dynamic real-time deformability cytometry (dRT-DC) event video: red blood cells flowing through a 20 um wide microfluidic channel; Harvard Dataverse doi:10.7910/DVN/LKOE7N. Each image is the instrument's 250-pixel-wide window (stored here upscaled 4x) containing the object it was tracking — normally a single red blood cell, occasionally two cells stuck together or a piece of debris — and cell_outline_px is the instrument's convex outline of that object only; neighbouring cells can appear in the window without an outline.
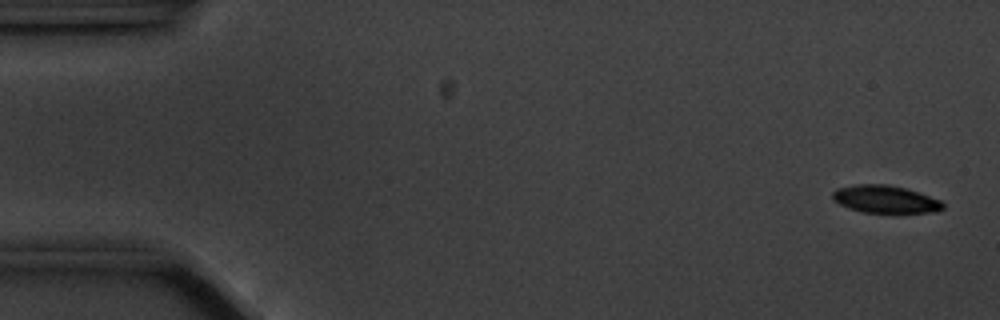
{"species": "common noctule bat (a hibernating species)", "species_latin": "Nyctalus noctula", "temperature_condition": "cold", "stored_images_in_passage": 57, "camera_frame_rate_fps": 3000, "um_per_image_px": 0.085, "animal": {"sex": "male", "body_mass_g": 20.1, "forearm_length_mm": 53.5}, "frame": {"image": 1, "passage_image": 2, "time_ms": 0.333, "image_size_px": [1000, 320], "cell_outline_px": [[944, 208], [936, 212], [896, 216], [864, 212], [848, 208], [832, 200], [832, 192], [836, 188], [856, 184], [888, 184], [904, 188], [940, 200], [944, 204]], "centroid_in_image_um": [75.26, 16.99], "position_along_channel_um": 9.7, "area_um2": 18.61}}
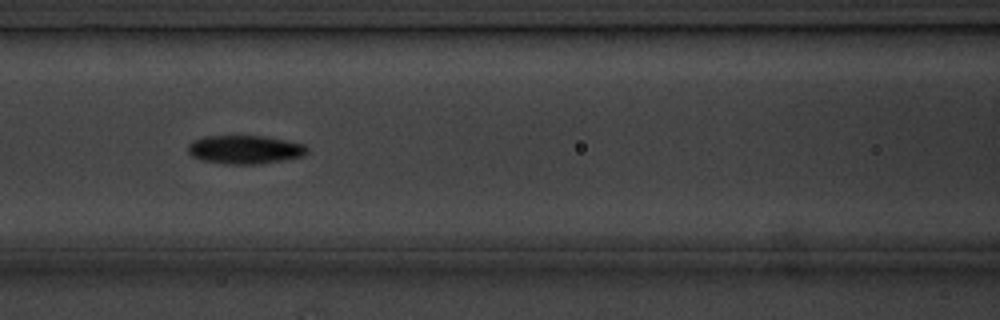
{"frame": {"image": 2, "passage_image": 24, "time_ms": 7.667, "image_size_px": [1000, 320], "cell_outline_px": [[308, 152], [304, 156], [284, 160], [260, 164], [224, 164], [200, 160], [192, 156], [188, 152], [188, 144], [192, 140], [204, 136], [264, 136], [304, 144], [308, 148]], "centroid_in_image_um": [20.8, 12.72], "position_along_channel_um": 145.8, "area_um2": 20.0}}
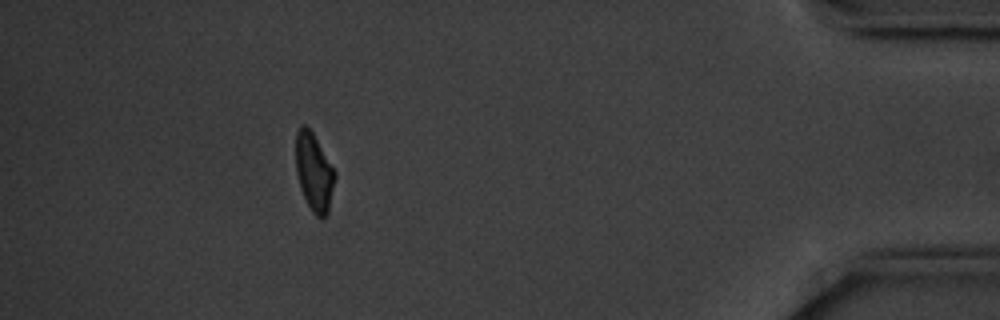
{"frame": {"image": 3, "passage_image": 51, "time_ms": 16.667, "image_size_px": [1000, 320], "cell_outline_px": [[336, 176], [328, 212], [324, 216], [316, 216], [312, 212], [300, 188], [296, 172], [296, 132], [300, 124], [304, 124], [312, 132], [336, 172]], "centroid_in_image_um": [26.68, 14.61], "position_along_channel_um": 408.5, "area_um2": 17.57}, "authors_computed_cell_mechanics": {"area_um2": 18.6116, "velocity_mm_per_s": 3.5281, "shape_relaxation_time_tau1_ms": 2.2434, "shape_relaxation_time_tau2_ms": null, "deformation_change_tau1": 0.1191, "deformation_change_tau2": null}}